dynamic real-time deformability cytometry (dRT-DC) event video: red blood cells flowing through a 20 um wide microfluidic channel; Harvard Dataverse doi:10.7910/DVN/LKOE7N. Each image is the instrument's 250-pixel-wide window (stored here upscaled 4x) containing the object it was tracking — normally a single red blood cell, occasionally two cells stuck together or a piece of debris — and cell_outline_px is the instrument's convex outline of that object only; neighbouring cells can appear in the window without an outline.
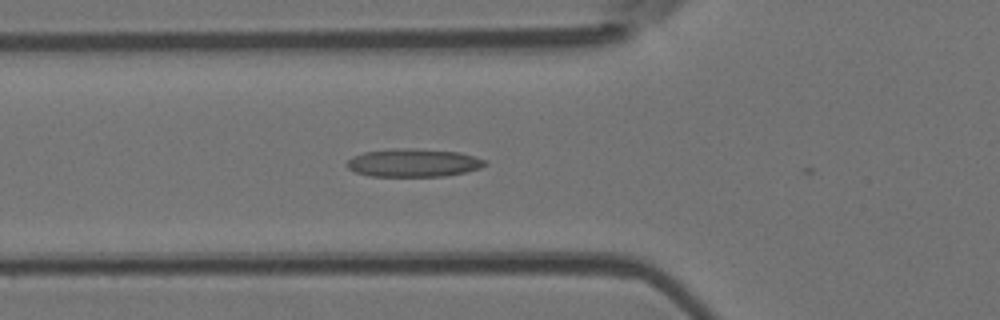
{"species": "Egyptian fruit bat (a non-hibernating species)", "species_latin": "Rousettus aegyptiacus", "temperature_condition": "room temperature", "stored_images_in_passage": 35, "camera_frame_rate_fps": 3000, "um_per_image_px": 0.085, "animal": {"sex": "female"}, "frame": {"image": 1, "passage_image": 8, "time_ms": 2.333, "image_size_px": [1000, 320], "cell_outline_px": [[488, 164], [480, 168], [464, 172], [444, 176], [372, 176], [356, 172], [348, 168], [348, 160], [352, 156], [364, 152], [396, 148], [412, 148], [460, 152], [488, 160]], "centroid_in_image_um": [35.18, 13.83], "position_along_channel_um": 90.6, "area_um2": 22.6}}
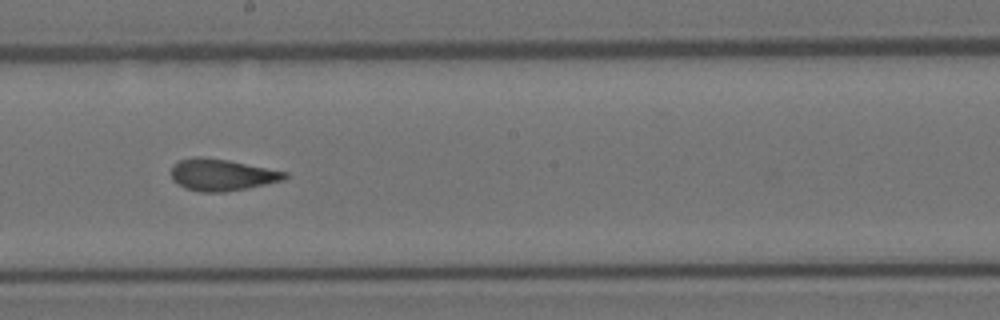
{"frame": {"image": 2, "passage_image": 19, "time_ms": 6.0, "image_size_px": [1000, 320], "cell_outline_px": [[288, 176], [284, 180], [248, 188], [224, 192], [200, 192], [184, 188], [172, 180], [172, 168], [180, 160], [196, 156], [200, 156], [228, 160], [288, 172]], "centroid_in_image_um": [18.87, 14.87], "position_along_channel_um": 229.3, "area_um2": 20.98}}
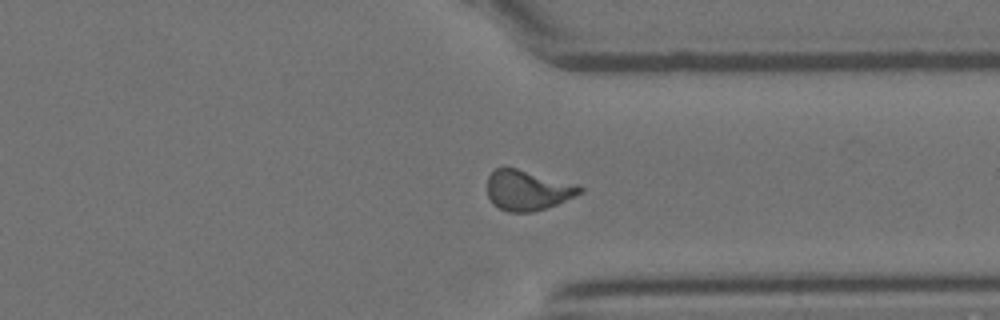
{"frame": {"image": 3, "passage_image": 30, "time_ms": 9.667, "image_size_px": [1000, 320], "cell_outline_px": [[584, 192], [556, 204], [532, 212], [508, 212], [492, 204], [488, 196], [488, 176], [496, 168], [516, 168], [580, 184], [584, 188]], "centroid_in_image_um": [44.88, 16.16], "position_along_channel_um": 366.5, "area_um2": 21.73}, "authors_computed_cell_mechanics": {"area_um2": 20.808, "velocity_mm_per_s": 3.7728, "shape_relaxation_time_tau1_ms": null, "shape_relaxation_time_tau2_ms": 1.4494, "deformation_change_tau1": null, "deformation_change_tau2": 0.0972}}